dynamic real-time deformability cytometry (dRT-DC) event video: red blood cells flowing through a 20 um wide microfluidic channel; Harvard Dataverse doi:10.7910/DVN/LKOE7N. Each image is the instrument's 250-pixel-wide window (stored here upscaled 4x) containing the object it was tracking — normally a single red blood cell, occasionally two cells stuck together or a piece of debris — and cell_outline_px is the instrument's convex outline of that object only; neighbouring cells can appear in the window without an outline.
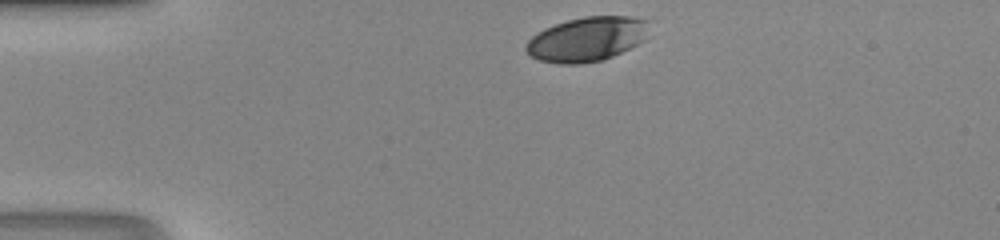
{"species": "human", "species_latin": "Homo sapiens", "temperature_condition": "room temperature", "stored_images_in_passage": 29, "camera_frame_rate_fps": 3000, "um_per_image_px": 0.085, "donor": {"sex": "male"}, "frame": {"image": 1, "passage_image": 1, "time_ms": 0.0, "image_size_px": [1000, 240], "cell_outline_px": [[652, 20], [644, 40], [612, 56], [600, 60], [580, 64], [560, 64], [540, 60], [532, 56], [524, 48], [524, 44], [536, 32], [544, 28], [568, 20], [584, 16], [632, 16]], "centroid_in_image_um": [49.9, 3.3], "position_along_channel_um": 35.1, "area_um2": 31.96}}
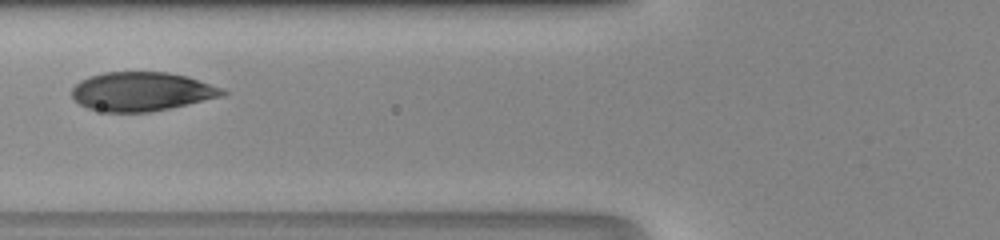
{"frame": {"image": 2, "passage_image": 10, "time_ms": 3.0, "image_size_px": [1000, 240], "cell_outline_px": [[228, 92], [224, 96], [152, 112], [104, 112], [88, 108], [80, 104], [72, 96], [72, 88], [80, 80], [88, 76], [104, 72], [168, 72], [188, 76], [224, 88]], "centroid_in_image_um": [12.07, 7.78], "position_along_channel_um": 113.7, "area_um2": 34.45}}
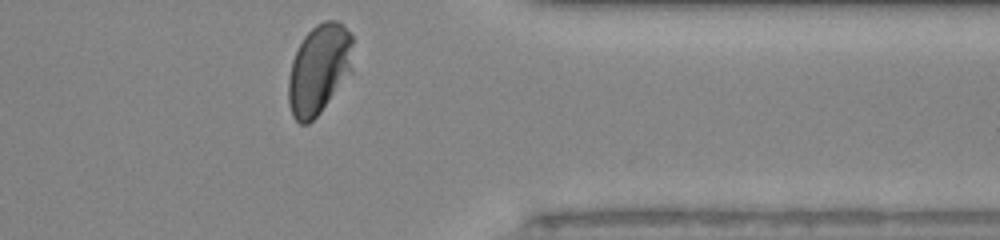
{"frame": {"image": 3, "passage_image": 29, "time_ms": 9.333, "image_size_px": [1000, 240], "cell_outline_px": [[352, 72], [320, 112], [308, 124], [300, 124], [292, 116], [288, 104], [288, 76], [292, 60], [304, 36], [316, 24], [324, 20], [336, 20], [344, 24], [352, 36]], "centroid_in_image_um": [27.11, 5.88], "position_along_channel_um": 384.3, "area_um2": 34.04}}